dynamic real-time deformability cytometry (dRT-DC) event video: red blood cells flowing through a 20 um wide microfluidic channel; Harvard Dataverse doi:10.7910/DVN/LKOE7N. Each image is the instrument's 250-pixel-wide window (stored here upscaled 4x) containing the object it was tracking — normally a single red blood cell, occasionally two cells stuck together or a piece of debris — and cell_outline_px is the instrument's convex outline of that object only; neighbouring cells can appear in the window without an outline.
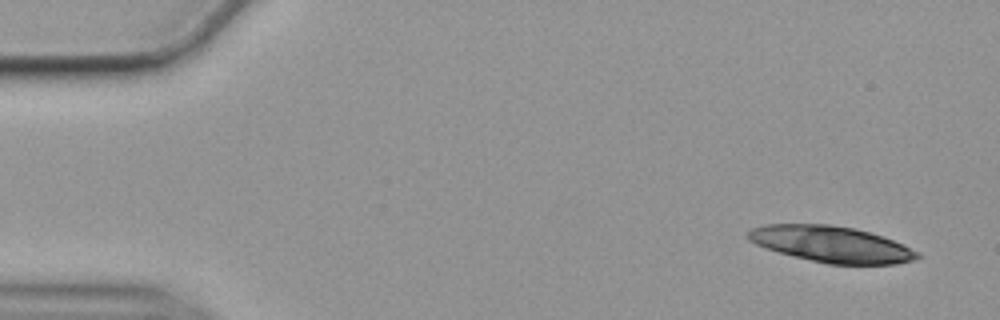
{"species": "common noctule bat (a hibernating species)", "species_latin": "Nyctalus noctula", "temperature_condition": "cold", "stored_images_in_passage": 31, "camera_frame_rate_fps": 3000, "um_per_image_px": 0.085, "animal": {"sex": "female", "body_mass_g": 19.9}, "frame": {"image": 1, "passage_image": 3, "time_ms": 0.667, "image_size_px": [1000, 320], "cell_outline_px": [[920, 256], [916, 260], [896, 264], [828, 264], [764, 248], [748, 240], [748, 232], [752, 228], [764, 224], [828, 224], [856, 228], [904, 244], [920, 252]], "centroid_in_image_um": [70.69, 20.75], "position_along_channel_um": 14.3, "area_um2": 35.55}}
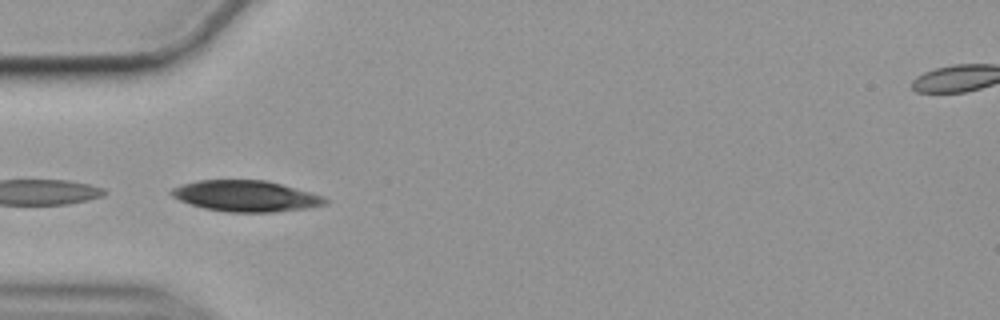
{"frame": {"image": 2, "passage_image": 17, "time_ms": 5.333, "image_size_px": [1000, 320], "cell_outline_px": [[328, 200], [324, 204], [308, 208], [272, 212], [228, 212], [204, 208], [180, 200], [172, 196], [168, 192], [172, 188], [184, 184], [200, 180], [264, 180], [280, 184], [324, 196]], "centroid_in_image_um": [20.89, 16.66], "position_along_channel_um": 64.1, "area_um2": 27.46}}